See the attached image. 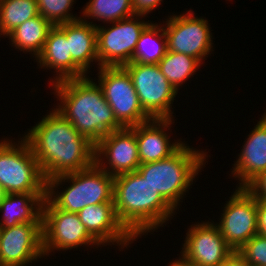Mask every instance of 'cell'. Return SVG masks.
<instances>
[{
	"label": "cell",
	"instance_id": "obj_1",
	"mask_svg": "<svg viewBox=\"0 0 266 266\" xmlns=\"http://www.w3.org/2000/svg\"><path fill=\"white\" fill-rule=\"evenodd\" d=\"M26 133L23 137L29 143L46 181L95 163V144L55 109Z\"/></svg>",
	"mask_w": 266,
	"mask_h": 266
},
{
	"label": "cell",
	"instance_id": "obj_2",
	"mask_svg": "<svg viewBox=\"0 0 266 266\" xmlns=\"http://www.w3.org/2000/svg\"><path fill=\"white\" fill-rule=\"evenodd\" d=\"M96 80L88 76L51 84L60 101L54 108L95 145L110 132L122 129Z\"/></svg>",
	"mask_w": 266,
	"mask_h": 266
},
{
	"label": "cell",
	"instance_id": "obj_3",
	"mask_svg": "<svg viewBox=\"0 0 266 266\" xmlns=\"http://www.w3.org/2000/svg\"><path fill=\"white\" fill-rule=\"evenodd\" d=\"M113 204L118 220L135 239L166 226L176 213L137 171L114 177Z\"/></svg>",
	"mask_w": 266,
	"mask_h": 266
},
{
	"label": "cell",
	"instance_id": "obj_4",
	"mask_svg": "<svg viewBox=\"0 0 266 266\" xmlns=\"http://www.w3.org/2000/svg\"><path fill=\"white\" fill-rule=\"evenodd\" d=\"M188 145L184 143L174 154L160 161L140 164L136 170L175 210L205 167L206 158L208 160L206 150Z\"/></svg>",
	"mask_w": 266,
	"mask_h": 266
},
{
	"label": "cell",
	"instance_id": "obj_5",
	"mask_svg": "<svg viewBox=\"0 0 266 266\" xmlns=\"http://www.w3.org/2000/svg\"><path fill=\"white\" fill-rule=\"evenodd\" d=\"M66 182L69 186L59 192L57 189ZM113 192L114 176L94 163L86 169L47 180L46 198L57 209L78 213L87 205L113 203Z\"/></svg>",
	"mask_w": 266,
	"mask_h": 266
},
{
	"label": "cell",
	"instance_id": "obj_6",
	"mask_svg": "<svg viewBox=\"0 0 266 266\" xmlns=\"http://www.w3.org/2000/svg\"><path fill=\"white\" fill-rule=\"evenodd\" d=\"M17 142L0 140V186L7 194L46 193L47 181L29 143L23 136Z\"/></svg>",
	"mask_w": 266,
	"mask_h": 266
},
{
	"label": "cell",
	"instance_id": "obj_7",
	"mask_svg": "<svg viewBox=\"0 0 266 266\" xmlns=\"http://www.w3.org/2000/svg\"><path fill=\"white\" fill-rule=\"evenodd\" d=\"M101 244L88 232L77 213L57 209L47 198L42 206V247L44 257L56 251ZM87 245V246H86ZM97 245V246H96Z\"/></svg>",
	"mask_w": 266,
	"mask_h": 266
},
{
	"label": "cell",
	"instance_id": "obj_8",
	"mask_svg": "<svg viewBox=\"0 0 266 266\" xmlns=\"http://www.w3.org/2000/svg\"><path fill=\"white\" fill-rule=\"evenodd\" d=\"M141 107L151 119H174L172 104L178 92L161 73L157 64L127 63Z\"/></svg>",
	"mask_w": 266,
	"mask_h": 266
},
{
	"label": "cell",
	"instance_id": "obj_9",
	"mask_svg": "<svg viewBox=\"0 0 266 266\" xmlns=\"http://www.w3.org/2000/svg\"><path fill=\"white\" fill-rule=\"evenodd\" d=\"M144 17L147 16L135 14L109 23L110 27L95 25L99 67H121L131 63L140 34L151 22Z\"/></svg>",
	"mask_w": 266,
	"mask_h": 266
},
{
	"label": "cell",
	"instance_id": "obj_10",
	"mask_svg": "<svg viewBox=\"0 0 266 266\" xmlns=\"http://www.w3.org/2000/svg\"><path fill=\"white\" fill-rule=\"evenodd\" d=\"M98 84L113 110L116 121L123 127H134L151 118L140 105L128 72L121 67H99Z\"/></svg>",
	"mask_w": 266,
	"mask_h": 266
},
{
	"label": "cell",
	"instance_id": "obj_11",
	"mask_svg": "<svg viewBox=\"0 0 266 266\" xmlns=\"http://www.w3.org/2000/svg\"><path fill=\"white\" fill-rule=\"evenodd\" d=\"M209 24L207 19L197 17L192 10L168 16L163 21L167 50L189 55L204 64V59L207 60L205 57L211 56L214 51Z\"/></svg>",
	"mask_w": 266,
	"mask_h": 266
},
{
	"label": "cell",
	"instance_id": "obj_12",
	"mask_svg": "<svg viewBox=\"0 0 266 266\" xmlns=\"http://www.w3.org/2000/svg\"><path fill=\"white\" fill-rule=\"evenodd\" d=\"M215 223L227 245L237 251L257 234L256 198L246 189L237 188L224 205Z\"/></svg>",
	"mask_w": 266,
	"mask_h": 266
},
{
	"label": "cell",
	"instance_id": "obj_13",
	"mask_svg": "<svg viewBox=\"0 0 266 266\" xmlns=\"http://www.w3.org/2000/svg\"><path fill=\"white\" fill-rule=\"evenodd\" d=\"M95 163L114 177L136 171L140 166L136 126L125 127L104 136L95 145Z\"/></svg>",
	"mask_w": 266,
	"mask_h": 266
},
{
	"label": "cell",
	"instance_id": "obj_14",
	"mask_svg": "<svg viewBox=\"0 0 266 266\" xmlns=\"http://www.w3.org/2000/svg\"><path fill=\"white\" fill-rule=\"evenodd\" d=\"M180 255L198 266H220L234 251L214 221L189 226Z\"/></svg>",
	"mask_w": 266,
	"mask_h": 266
},
{
	"label": "cell",
	"instance_id": "obj_15",
	"mask_svg": "<svg viewBox=\"0 0 266 266\" xmlns=\"http://www.w3.org/2000/svg\"><path fill=\"white\" fill-rule=\"evenodd\" d=\"M43 257L42 223L0 228V266H28Z\"/></svg>",
	"mask_w": 266,
	"mask_h": 266
},
{
	"label": "cell",
	"instance_id": "obj_16",
	"mask_svg": "<svg viewBox=\"0 0 266 266\" xmlns=\"http://www.w3.org/2000/svg\"><path fill=\"white\" fill-rule=\"evenodd\" d=\"M88 232L102 245H115L121 250L136 241L118 220L113 203L87 205L78 213ZM112 243V244H111Z\"/></svg>",
	"mask_w": 266,
	"mask_h": 266
},
{
	"label": "cell",
	"instance_id": "obj_17",
	"mask_svg": "<svg viewBox=\"0 0 266 266\" xmlns=\"http://www.w3.org/2000/svg\"><path fill=\"white\" fill-rule=\"evenodd\" d=\"M171 124H174V119H151L136 126L140 164L165 159L185 143L181 138L171 141L170 134L166 132L172 127Z\"/></svg>",
	"mask_w": 266,
	"mask_h": 266
},
{
	"label": "cell",
	"instance_id": "obj_18",
	"mask_svg": "<svg viewBox=\"0 0 266 266\" xmlns=\"http://www.w3.org/2000/svg\"><path fill=\"white\" fill-rule=\"evenodd\" d=\"M244 140L243 148L233 164L231 176L240 182L236 188H245L266 170V112Z\"/></svg>",
	"mask_w": 266,
	"mask_h": 266
},
{
	"label": "cell",
	"instance_id": "obj_19",
	"mask_svg": "<svg viewBox=\"0 0 266 266\" xmlns=\"http://www.w3.org/2000/svg\"><path fill=\"white\" fill-rule=\"evenodd\" d=\"M36 62L40 68L55 70L54 74L56 73V76L49 81L51 84L65 79L88 76L73 61L66 35L57 26H53L49 30L43 49L37 56Z\"/></svg>",
	"mask_w": 266,
	"mask_h": 266
},
{
	"label": "cell",
	"instance_id": "obj_20",
	"mask_svg": "<svg viewBox=\"0 0 266 266\" xmlns=\"http://www.w3.org/2000/svg\"><path fill=\"white\" fill-rule=\"evenodd\" d=\"M96 23L78 19L76 21L56 25L68 41L69 52L73 61L88 74L93 62L99 68L97 56ZM92 62V64H91Z\"/></svg>",
	"mask_w": 266,
	"mask_h": 266
},
{
	"label": "cell",
	"instance_id": "obj_21",
	"mask_svg": "<svg viewBox=\"0 0 266 266\" xmlns=\"http://www.w3.org/2000/svg\"><path fill=\"white\" fill-rule=\"evenodd\" d=\"M46 193L7 194L0 203V228L20 223H42V206Z\"/></svg>",
	"mask_w": 266,
	"mask_h": 266
},
{
	"label": "cell",
	"instance_id": "obj_22",
	"mask_svg": "<svg viewBox=\"0 0 266 266\" xmlns=\"http://www.w3.org/2000/svg\"><path fill=\"white\" fill-rule=\"evenodd\" d=\"M53 25L42 15L28 19L6 37L9 38L11 47L23 52L31 53L35 59L41 53L47 39L49 30Z\"/></svg>",
	"mask_w": 266,
	"mask_h": 266
},
{
	"label": "cell",
	"instance_id": "obj_23",
	"mask_svg": "<svg viewBox=\"0 0 266 266\" xmlns=\"http://www.w3.org/2000/svg\"><path fill=\"white\" fill-rule=\"evenodd\" d=\"M167 52L163 24L150 22L141 32L131 63L158 64Z\"/></svg>",
	"mask_w": 266,
	"mask_h": 266
},
{
	"label": "cell",
	"instance_id": "obj_24",
	"mask_svg": "<svg viewBox=\"0 0 266 266\" xmlns=\"http://www.w3.org/2000/svg\"><path fill=\"white\" fill-rule=\"evenodd\" d=\"M157 65L161 73L178 92V90H180L179 87L196 74L201 63L196 58L189 55L167 50L166 54Z\"/></svg>",
	"mask_w": 266,
	"mask_h": 266
},
{
	"label": "cell",
	"instance_id": "obj_25",
	"mask_svg": "<svg viewBox=\"0 0 266 266\" xmlns=\"http://www.w3.org/2000/svg\"><path fill=\"white\" fill-rule=\"evenodd\" d=\"M82 9V20L95 19L106 24L135 15L132 0H89Z\"/></svg>",
	"mask_w": 266,
	"mask_h": 266
},
{
	"label": "cell",
	"instance_id": "obj_26",
	"mask_svg": "<svg viewBox=\"0 0 266 266\" xmlns=\"http://www.w3.org/2000/svg\"><path fill=\"white\" fill-rule=\"evenodd\" d=\"M38 15L36 0H0V37Z\"/></svg>",
	"mask_w": 266,
	"mask_h": 266
},
{
	"label": "cell",
	"instance_id": "obj_27",
	"mask_svg": "<svg viewBox=\"0 0 266 266\" xmlns=\"http://www.w3.org/2000/svg\"><path fill=\"white\" fill-rule=\"evenodd\" d=\"M39 14L46 18L53 26L76 21L81 17L74 16L70 11L74 0H36Z\"/></svg>",
	"mask_w": 266,
	"mask_h": 266
},
{
	"label": "cell",
	"instance_id": "obj_28",
	"mask_svg": "<svg viewBox=\"0 0 266 266\" xmlns=\"http://www.w3.org/2000/svg\"><path fill=\"white\" fill-rule=\"evenodd\" d=\"M237 252L250 266H266V237L256 234Z\"/></svg>",
	"mask_w": 266,
	"mask_h": 266
},
{
	"label": "cell",
	"instance_id": "obj_29",
	"mask_svg": "<svg viewBox=\"0 0 266 266\" xmlns=\"http://www.w3.org/2000/svg\"><path fill=\"white\" fill-rule=\"evenodd\" d=\"M255 198L266 200V170L245 187Z\"/></svg>",
	"mask_w": 266,
	"mask_h": 266
},
{
	"label": "cell",
	"instance_id": "obj_30",
	"mask_svg": "<svg viewBox=\"0 0 266 266\" xmlns=\"http://www.w3.org/2000/svg\"><path fill=\"white\" fill-rule=\"evenodd\" d=\"M163 0H132L134 13L148 16ZM148 14V15H147Z\"/></svg>",
	"mask_w": 266,
	"mask_h": 266
},
{
	"label": "cell",
	"instance_id": "obj_31",
	"mask_svg": "<svg viewBox=\"0 0 266 266\" xmlns=\"http://www.w3.org/2000/svg\"><path fill=\"white\" fill-rule=\"evenodd\" d=\"M257 234L266 237V200L256 198Z\"/></svg>",
	"mask_w": 266,
	"mask_h": 266
},
{
	"label": "cell",
	"instance_id": "obj_32",
	"mask_svg": "<svg viewBox=\"0 0 266 266\" xmlns=\"http://www.w3.org/2000/svg\"><path fill=\"white\" fill-rule=\"evenodd\" d=\"M220 266H250L247 261L234 251Z\"/></svg>",
	"mask_w": 266,
	"mask_h": 266
},
{
	"label": "cell",
	"instance_id": "obj_33",
	"mask_svg": "<svg viewBox=\"0 0 266 266\" xmlns=\"http://www.w3.org/2000/svg\"><path fill=\"white\" fill-rule=\"evenodd\" d=\"M179 259V260H178ZM178 259L172 260L168 266H198L197 264L187 261L182 255Z\"/></svg>",
	"mask_w": 266,
	"mask_h": 266
},
{
	"label": "cell",
	"instance_id": "obj_34",
	"mask_svg": "<svg viewBox=\"0 0 266 266\" xmlns=\"http://www.w3.org/2000/svg\"><path fill=\"white\" fill-rule=\"evenodd\" d=\"M7 192L5 191V189L0 186V203L3 201V199L6 197Z\"/></svg>",
	"mask_w": 266,
	"mask_h": 266
}]
</instances>
